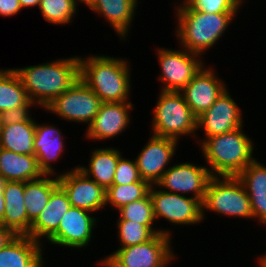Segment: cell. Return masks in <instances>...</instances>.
<instances>
[{
    "label": "cell",
    "mask_w": 266,
    "mask_h": 267,
    "mask_svg": "<svg viewBox=\"0 0 266 267\" xmlns=\"http://www.w3.org/2000/svg\"><path fill=\"white\" fill-rule=\"evenodd\" d=\"M155 52L162 72L158 75L159 81L163 83L161 91L180 92L206 65L201 60L202 56L182 47L178 50L158 47Z\"/></svg>",
    "instance_id": "ba28073f"
},
{
    "label": "cell",
    "mask_w": 266,
    "mask_h": 267,
    "mask_svg": "<svg viewBox=\"0 0 266 267\" xmlns=\"http://www.w3.org/2000/svg\"><path fill=\"white\" fill-rule=\"evenodd\" d=\"M43 245L27 235H17L0 250V267H44Z\"/></svg>",
    "instance_id": "ffe728a7"
},
{
    "label": "cell",
    "mask_w": 266,
    "mask_h": 267,
    "mask_svg": "<svg viewBox=\"0 0 266 267\" xmlns=\"http://www.w3.org/2000/svg\"><path fill=\"white\" fill-rule=\"evenodd\" d=\"M79 77L102 103L131 102V69L126 59L103 54L79 56Z\"/></svg>",
    "instance_id": "7a4b0ae2"
},
{
    "label": "cell",
    "mask_w": 266,
    "mask_h": 267,
    "mask_svg": "<svg viewBox=\"0 0 266 267\" xmlns=\"http://www.w3.org/2000/svg\"><path fill=\"white\" fill-rule=\"evenodd\" d=\"M75 0H40V13L43 18L53 25L72 23L78 11Z\"/></svg>",
    "instance_id": "4dcf8cb0"
},
{
    "label": "cell",
    "mask_w": 266,
    "mask_h": 267,
    "mask_svg": "<svg viewBox=\"0 0 266 267\" xmlns=\"http://www.w3.org/2000/svg\"><path fill=\"white\" fill-rule=\"evenodd\" d=\"M236 177L250 198L254 220L266 226V165L255 158Z\"/></svg>",
    "instance_id": "603a6c76"
},
{
    "label": "cell",
    "mask_w": 266,
    "mask_h": 267,
    "mask_svg": "<svg viewBox=\"0 0 266 267\" xmlns=\"http://www.w3.org/2000/svg\"><path fill=\"white\" fill-rule=\"evenodd\" d=\"M19 0H0V16L10 17L21 12Z\"/></svg>",
    "instance_id": "d590c367"
},
{
    "label": "cell",
    "mask_w": 266,
    "mask_h": 267,
    "mask_svg": "<svg viewBox=\"0 0 266 267\" xmlns=\"http://www.w3.org/2000/svg\"><path fill=\"white\" fill-rule=\"evenodd\" d=\"M174 5L176 38L182 48L203 55L223 37L238 13H206L192 9L184 0ZM209 48V49H208Z\"/></svg>",
    "instance_id": "3957f363"
},
{
    "label": "cell",
    "mask_w": 266,
    "mask_h": 267,
    "mask_svg": "<svg viewBox=\"0 0 266 267\" xmlns=\"http://www.w3.org/2000/svg\"><path fill=\"white\" fill-rule=\"evenodd\" d=\"M153 107L152 131L159 137L179 141L181 136H192L196 140L197 116L187 105L181 92L161 91ZM192 134V135H191Z\"/></svg>",
    "instance_id": "5b68a950"
},
{
    "label": "cell",
    "mask_w": 266,
    "mask_h": 267,
    "mask_svg": "<svg viewBox=\"0 0 266 267\" xmlns=\"http://www.w3.org/2000/svg\"><path fill=\"white\" fill-rule=\"evenodd\" d=\"M91 153L88 167L77 165V168L107 190L113 185L117 163L123 153L115 147L94 148Z\"/></svg>",
    "instance_id": "cb8c5ba5"
},
{
    "label": "cell",
    "mask_w": 266,
    "mask_h": 267,
    "mask_svg": "<svg viewBox=\"0 0 266 267\" xmlns=\"http://www.w3.org/2000/svg\"><path fill=\"white\" fill-rule=\"evenodd\" d=\"M171 239L157 233L147 242L117 249L99 264L104 267H167L176 257Z\"/></svg>",
    "instance_id": "52a82bcc"
},
{
    "label": "cell",
    "mask_w": 266,
    "mask_h": 267,
    "mask_svg": "<svg viewBox=\"0 0 266 267\" xmlns=\"http://www.w3.org/2000/svg\"><path fill=\"white\" fill-rule=\"evenodd\" d=\"M100 98L81 80H78L64 93L55 98L45 109L62 120L85 123L88 126L101 105Z\"/></svg>",
    "instance_id": "9c48e42d"
},
{
    "label": "cell",
    "mask_w": 266,
    "mask_h": 267,
    "mask_svg": "<svg viewBox=\"0 0 266 267\" xmlns=\"http://www.w3.org/2000/svg\"><path fill=\"white\" fill-rule=\"evenodd\" d=\"M229 93L226 89L208 110L197 117V130L202 128L205 135L203 140L197 138L198 143L201 144L208 137L228 133L244 126L242 110Z\"/></svg>",
    "instance_id": "4fadbf2b"
},
{
    "label": "cell",
    "mask_w": 266,
    "mask_h": 267,
    "mask_svg": "<svg viewBox=\"0 0 266 267\" xmlns=\"http://www.w3.org/2000/svg\"><path fill=\"white\" fill-rule=\"evenodd\" d=\"M59 172V185L67 193L72 207L97 212L106 207V190L86 176L77 166L70 171Z\"/></svg>",
    "instance_id": "7c38bea8"
},
{
    "label": "cell",
    "mask_w": 266,
    "mask_h": 267,
    "mask_svg": "<svg viewBox=\"0 0 266 267\" xmlns=\"http://www.w3.org/2000/svg\"><path fill=\"white\" fill-rule=\"evenodd\" d=\"M0 175L6 181L27 182L39 179L44 174L34 155L18 154L0 148Z\"/></svg>",
    "instance_id": "d4e9b609"
},
{
    "label": "cell",
    "mask_w": 266,
    "mask_h": 267,
    "mask_svg": "<svg viewBox=\"0 0 266 267\" xmlns=\"http://www.w3.org/2000/svg\"><path fill=\"white\" fill-rule=\"evenodd\" d=\"M148 181H138L131 184H113L106 190V206L112 210L120 209L130 202L144 198L150 190Z\"/></svg>",
    "instance_id": "f546056e"
},
{
    "label": "cell",
    "mask_w": 266,
    "mask_h": 267,
    "mask_svg": "<svg viewBox=\"0 0 266 267\" xmlns=\"http://www.w3.org/2000/svg\"><path fill=\"white\" fill-rule=\"evenodd\" d=\"M205 211L254 220L250 198L236 176L211 177L202 202L203 220Z\"/></svg>",
    "instance_id": "8992f818"
},
{
    "label": "cell",
    "mask_w": 266,
    "mask_h": 267,
    "mask_svg": "<svg viewBox=\"0 0 266 267\" xmlns=\"http://www.w3.org/2000/svg\"><path fill=\"white\" fill-rule=\"evenodd\" d=\"M33 106L37 107L33 101L29 100L26 104L22 106L1 112L0 126H9L15 123L30 121L32 119V116L30 117L29 110Z\"/></svg>",
    "instance_id": "e575fe53"
},
{
    "label": "cell",
    "mask_w": 266,
    "mask_h": 267,
    "mask_svg": "<svg viewBox=\"0 0 266 267\" xmlns=\"http://www.w3.org/2000/svg\"><path fill=\"white\" fill-rule=\"evenodd\" d=\"M91 212L70 207L63 215L58 230L47 240L50 244L68 248H85L89 245L97 218Z\"/></svg>",
    "instance_id": "5bb4252c"
},
{
    "label": "cell",
    "mask_w": 266,
    "mask_h": 267,
    "mask_svg": "<svg viewBox=\"0 0 266 267\" xmlns=\"http://www.w3.org/2000/svg\"><path fill=\"white\" fill-rule=\"evenodd\" d=\"M178 143L176 139L152 134L135 158L141 178L151 185L156 184L171 164Z\"/></svg>",
    "instance_id": "9a60e30c"
},
{
    "label": "cell",
    "mask_w": 266,
    "mask_h": 267,
    "mask_svg": "<svg viewBox=\"0 0 266 267\" xmlns=\"http://www.w3.org/2000/svg\"><path fill=\"white\" fill-rule=\"evenodd\" d=\"M133 108L132 102L101 103L93 122L86 127V138L92 141H105L119 136L127 127L129 128V111Z\"/></svg>",
    "instance_id": "e0dca14e"
},
{
    "label": "cell",
    "mask_w": 266,
    "mask_h": 267,
    "mask_svg": "<svg viewBox=\"0 0 266 267\" xmlns=\"http://www.w3.org/2000/svg\"><path fill=\"white\" fill-rule=\"evenodd\" d=\"M58 127L36 122L34 138V156L37 158L39 169L44 175H57L51 163H55L65 150L64 137Z\"/></svg>",
    "instance_id": "ac0fdd59"
},
{
    "label": "cell",
    "mask_w": 266,
    "mask_h": 267,
    "mask_svg": "<svg viewBox=\"0 0 266 267\" xmlns=\"http://www.w3.org/2000/svg\"><path fill=\"white\" fill-rule=\"evenodd\" d=\"M36 120L0 126V148L18 154L34 155Z\"/></svg>",
    "instance_id": "4316f807"
},
{
    "label": "cell",
    "mask_w": 266,
    "mask_h": 267,
    "mask_svg": "<svg viewBox=\"0 0 266 267\" xmlns=\"http://www.w3.org/2000/svg\"><path fill=\"white\" fill-rule=\"evenodd\" d=\"M20 2V5L22 7V9L24 8H33V7H38L39 8V5H40V0H19Z\"/></svg>",
    "instance_id": "f35d334b"
},
{
    "label": "cell",
    "mask_w": 266,
    "mask_h": 267,
    "mask_svg": "<svg viewBox=\"0 0 266 267\" xmlns=\"http://www.w3.org/2000/svg\"><path fill=\"white\" fill-rule=\"evenodd\" d=\"M192 9L206 13H237L244 0H184Z\"/></svg>",
    "instance_id": "d6a6232c"
},
{
    "label": "cell",
    "mask_w": 266,
    "mask_h": 267,
    "mask_svg": "<svg viewBox=\"0 0 266 267\" xmlns=\"http://www.w3.org/2000/svg\"><path fill=\"white\" fill-rule=\"evenodd\" d=\"M58 186V176L55 175H43L39 179L24 182V203L28 219L32 223L46 207L51 193Z\"/></svg>",
    "instance_id": "484cf974"
},
{
    "label": "cell",
    "mask_w": 266,
    "mask_h": 267,
    "mask_svg": "<svg viewBox=\"0 0 266 267\" xmlns=\"http://www.w3.org/2000/svg\"><path fill=\"white\" fill-rule=\"evenodd\" d=\"M5 210L3 225L16 235H27L32 222L28 219L24 203V182L6 181L3 187Z\"/></svg>",
    "instance_id": "44dd1931"
},
{
    "label": "cell",
    "mask_w": 266,
    "mask_h": 267,
    "mask_svg": "<svg viewBox=\"0 0 266 267\" xmlns=\"http://www.w3.org/2000/svg\"><path fill=\"white\" fill-rule=\"evenodd\" d=\"M243 130L208 137L199 145L212 176H237L255 159L253 139Z\"/></svg>",
    "instance_id": "277c9868"
},
{
    "label": "cell",
    "mask_w": 266,
    "mask_h": 267,
    "mask_svg": "<svg viewBox=\"0 0 266 267\" xmlns=\"http://www.w3.org/2000/svg\"><path fill=\"white\" fill-rule=\"evenodd\" d=\"M6 180L0 175V224L3 225V214L5 210V200L3 197V187Z\"/></svg>",
    "instance_id": "74e56055"
},
{
    "label": "cell",
    "mask_w": 266,
    "mask_h": 267,
    "mask_svg": "<svg viewBox=\"0 0 266 267\" xmlns=\"http://www.w3.org/2000/svg\"><path fill=\"white\" fill-rule=\"evenodd\" d=\"M117 236L120 242L119 248H125L131 245H137L150 240L155 234L162 233L172 237L167 229H156L153 225H143L128 220H117Z\"/></svg>",
    "instance_id": "f1b7e54d"
},
{
    "label": "cell",
    "mask_w": 266,
    "mask_h": 267,
    "mask_svg": "<svg viewBox=\"0 0 266 267\" xmlns=\"http://www.w3.org/2000/svg\"><path fill=\"white\" fill-rule=\"evenodd\" d=\"M31 101L41 109L67 91L79 78V56L13 68Z\"/></svg>",
    "instance_id": "6da1fadb"
},
{
    "label": "cell",
    "mask_w": 266,
    "mask_h": 267,
    "mask_svg": "<svg viewBox=\"0 0 266 267\" xmlns=\"http://www.w3.org/2000/svg\"><path fill=\"white\" fill-rule=\"evenodd\" d=\"M117 211L119 212L118 220H128L143 225H154L156 222L149 193L144 198L130 202Z\"/></svg>",
    "instance_id": "1f68e13d"
},
{
    "label": "cell",
    "mask_w": 266,
    "mask_h": 267,
    "mask_svg": "<svg viewBox=\"0 0 266 267\" xmlns=\"http://www.w3.org/2000/svg\"><path fill=\"white\" fill-rule=\"evenodd\" d=\"M151 185L149 194L155 220L164 218L173 225H195L203 222L202 202L196 198L166 192Z\"/></svg>",
    "instance_id": "30bf717a"
},
{
    "label": "cell",
    "mask_w": 266,
    "mask_h": 267,
    "mask_svg": "<svg viewBox=\"0 0 266 267\" xmlns=\"http://www.w3.org/2000/svg\"><path fill=\"white\" fill-rule=\"evenodd\" d=\"M208 67L204 65L180 91L187 105L197 117L208 110L228 88L225 81L219 79L215 69Z\"/></svg>",
    "instance_id": "2e32d148"
},
{
    "label": "cell",
    "mask_w": 266,
    "mask_h": 267,
    "mask_svg": "<svg viewBox=\"0 0 266 267\" xmlns=\"http://www.w3.org/2000/svg\"><path fill=\"white\" fill-rule=\"evenodd\" d=\"M70 207L71 203L68 195L59 185L51 193L46 207L32 223L29 236L39 243L44 244L42 241L45 239L47 241L58 230L61 218Z\"/></svg>",
    "instance_id": "d6986e66"
},
{
    "label": "cell",
    "mask_w": 266,
    "mask_h": 267,
    "mask_svg": "<svg viewBox=\"0 0 266 267\" xmlns=\"http://www.w3.org/2000/svg\"><path fill=\"white\" fill-rule=\"evenodd\" d=\"M258 260H259L258 265H260V267H266V253H265V255L259 256Z\"/></svg>",
    "instance_id": "ab89813d"
},
{
    "label": "cell",
    "mask_w": 266,
    "mask_h": 267,
    "mask_svg": "<svg viewBox=\"0 0 266 267\" xmlns=\"http://www.w3.org/2000/svg\"><path fill=\"white\" fill-rule=\"evenodd\" d=\"M26 90L13 68L0 70V113L26 104L29 101Z\"/></svg>",
    "instance_id": "83f0119b"
},
{
    "label": "cell",
    "mask_w": 266,
    "mask_h": 267,
    "mask_svg": "<svg viewBox=\"0 0 266 267\" xmlns=\"http://www.w3.org/2000/svg\"><path fill=\"white\" fill-rule=\"evenodd\" d=\"M122 155L117 163L113 184H131L143 180L137 168L136 160L123 158Z\"/></svg>",
    "instance_id": "836d02e7"
},
{
    "label": "cell",
    "mask_w": 266,
    "mask_h": 267,
    "mask_svg": "<svg viewBox=\"0 0 266 267\" xmlns=\"http://www.w3.org/2000/svg\"><path fill=\"white\" fill-rule=\"evenodd\" d=\"M92 1L93 0H75L76 3L81 2V3L85 4L87 7L92 3Z\"/></svg>",
    "instance_id": "60d3db41"
},
{
    "label": "cell",
    "mask_w": 266,
    "mask_h": 267,
    "mask_svg": "<svg viewBox=\"0 0 266 267\" xmlns=\"http://www.w3.org/2000/svg\"><path fill=\"white\" fill-rule=\"evenodd\" d=\"M138 2V0H93L88 7L109 22L120 40L126 41L132 27L131 23L135 19Z\"/></svg>",
    "instance_id": "7402d4cb"
},
{
    "label": "cell",
    "mask_w": 266,
    "mask_h": 267,
    "mask_svg": "<svg viewBox=\"0 0 266 267\" xmlns=\"http://www.w3.org/2000/svg\"><path fill=\"white\" fill-rule=\"evenodd\" d=\"M212 175L207 166L183 162L169 166L156 182L159 189L180 195H192L203 202Z\"/></svg>",
    "instance_id": "8fae6325"
},
{
    "label": "cell",
    "mask_w": 266,
    "mask_h": 267,
    "mask_svg": "<svg viewBox=\"0 0 266 267\" xmlns=\"http://www.w3.org/2000/svg\"><path fill=\"white\" fill-rule=\"evenodd\" d=\"M17 235L9 228L0 224V250L11 242Z\"/></svg>",
    "instance_id": "8d00e7d4"
}]
</instances>
